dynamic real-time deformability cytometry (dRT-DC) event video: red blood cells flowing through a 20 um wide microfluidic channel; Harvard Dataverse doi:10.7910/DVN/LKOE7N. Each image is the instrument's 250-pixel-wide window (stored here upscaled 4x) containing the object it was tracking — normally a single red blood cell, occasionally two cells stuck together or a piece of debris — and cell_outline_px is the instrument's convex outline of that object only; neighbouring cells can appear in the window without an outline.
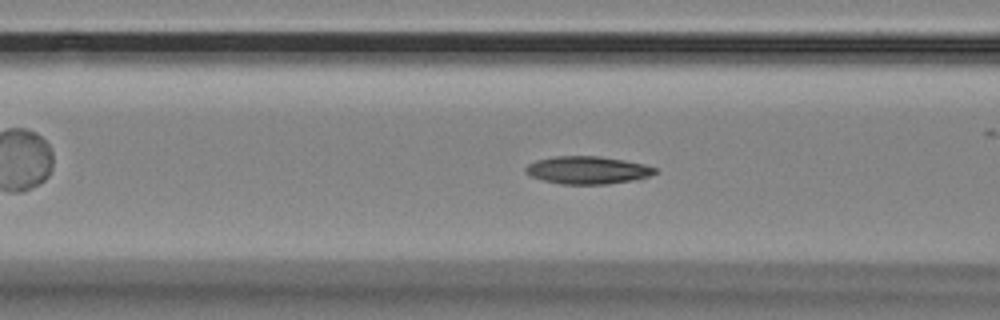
{"species": "Egyptian fruit bat (a non-hibernating species)", "species_latin": "Rousettus aegyptiacus", "temperature_condition": "room temperature", "stored_images_in_passage": 52, "camera_frame_rate_fps": 3000, "um_per_image_px": 0.085, "animal": {"sex": "female"}, "frame": {"image": 1, "passage_image": 21, "time_ms": 6.667, "image_size_px": [1000, 320], "cell_outline_px": [[656, 172], [648, 176], [636, 180], [608, 184], [560, 184], [544, 180], [532, 176], [524, 172], [524, 168], [528, 164], [536, 160], [552, 156], [600, 156], [624, 160], [644, 164], [656, 168]], "centroid_in_image_um": [49.92, 14.45], "position_along_channel_um": 116.7, "area_um2": 20.92}}
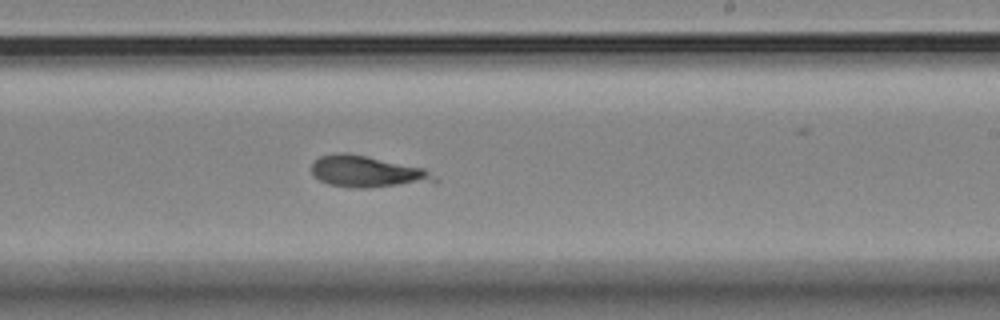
{"frame": {"image": 2, "passage_image": 33, "time_ms": 10.667, "image_size_px": [1000, 320], "cell_outline_px": [[440, 180], [368, 188], [352, 188], [328, 184], [320, 180], [312, 172], [312, 164], [320, 156], [336, 152], [348, 152], [424, 168]], "centroid_in_image_um": [31.14, 14.57], "position_along_channel_um": 257.9, "area_um2": 22.2}}
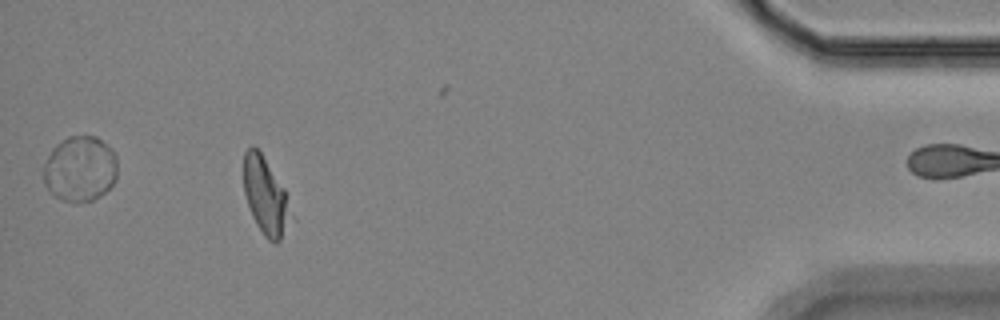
{"frame": {"image": 3, "passage_image": 51, "time_ms": 16.667, "image_size_px": [1000, 320], "cell_outline_px": [[296, 220], [280, 240], [276, 244], [268, 240], [264, 236], [256, 224], [252, 216], [244, 192], [244, 152], [252, 144], [260, 152], [284, 188]], "centroid_in_image_um": [22.63, 16.75], "position_along_channel_um": 412.6, "area_um2": 21.62}, "authors_computed_cell_mechanics": {"area_um2": 20.9236, "velocity_mm_per_s": 3.5335, "shape_relaxation_time_tau1_ms": 9.2817, "shape_relaxation_time_tau2_ms": 6.681, "deformation_change_tau1": 0.1792, "deformation_change_tau2": 0.1726}}